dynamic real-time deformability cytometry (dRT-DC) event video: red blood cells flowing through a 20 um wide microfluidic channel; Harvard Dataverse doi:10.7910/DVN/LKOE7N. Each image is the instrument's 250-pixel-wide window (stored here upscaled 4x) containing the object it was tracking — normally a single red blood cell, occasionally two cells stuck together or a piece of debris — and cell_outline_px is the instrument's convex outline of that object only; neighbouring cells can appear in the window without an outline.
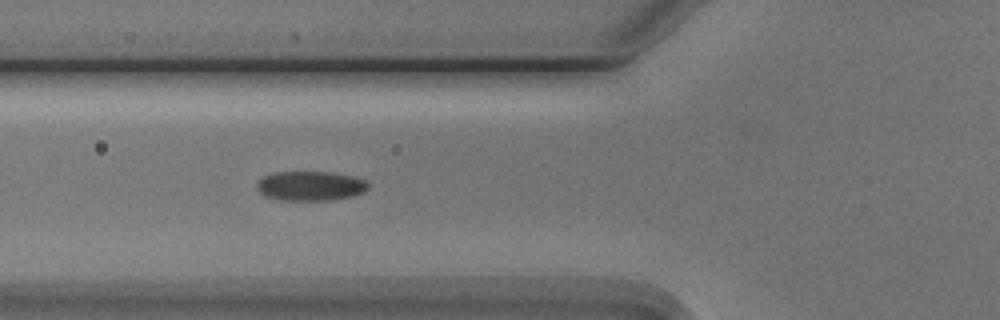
{"species": "Egyptian fruit bat (a non-hibernating species)", "species_latin": "Rousettus aegyptiacus", "temperature_condition": "cold", "stored_images_in_passage": 5, "camera_frame_rate_fps": 3000, "um_per_image_px": 0.085, "animal": {"sex": "male"}, "frame": {"image": 1, "passage_image": 5, "time_ms": 4.667, "image_size_px": [1000, 320], "cell_outline_px": [[368, 188], [364, 192], [352, 196], [328, 200], [280, 200], [264, 196], [256, 188], [256, 184], [264, 176], [272, 172], [332, 172], [352, 176], [368, 180]], "centroid_in_image_um": [26.38, 15.8], "position_along_channel_um": 99.4, "area_um2": 19.25}}